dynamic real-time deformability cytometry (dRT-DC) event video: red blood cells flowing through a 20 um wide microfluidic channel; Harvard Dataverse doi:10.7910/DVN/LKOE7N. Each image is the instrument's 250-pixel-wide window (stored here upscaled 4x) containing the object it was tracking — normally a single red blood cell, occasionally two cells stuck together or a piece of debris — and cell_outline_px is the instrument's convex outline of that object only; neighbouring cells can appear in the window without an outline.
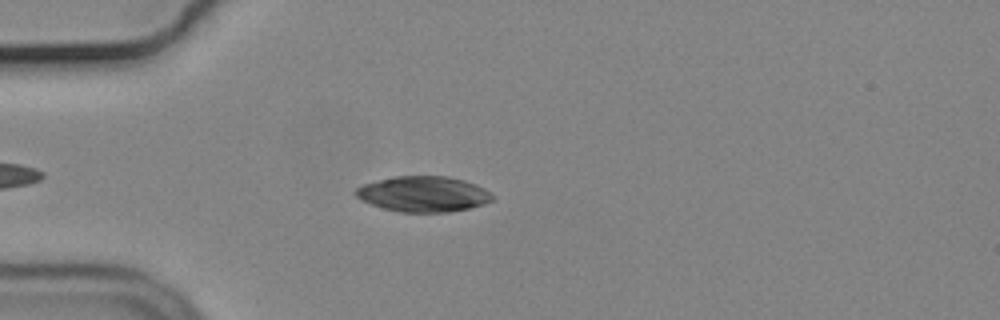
{"species": "common noctule bat (a hibernating species)", "species_latin": "Nyctalus noctula", "temperature_condition": "cold", "stored_images_in_passage": 46, "camera_frame_rate_fps": 3000, "um_per_image_px": 0.085, "animal": {"sex": "male", "body_mass_g": 19.2, "forearm_length_mm": 51.8}, "frame": {"image": 1, "passage_image": 9, "time_ms": 2.667, "image_size_px": [1000, 320], "cell_outline_px": [[496, 200], [484, 204], [468, 208], [448, 212], [400, 212], [384, 208], [360, 200], [352, 192], [356, 188], [364, 184], [396, 176], [448, 176], [464, 180], [476, 184], [484, 188], [496, 196]], "centroid_in_image_um": [36.03, 16.49], "position_along_channel_um": 49.0, "area_um2": 28.44}}
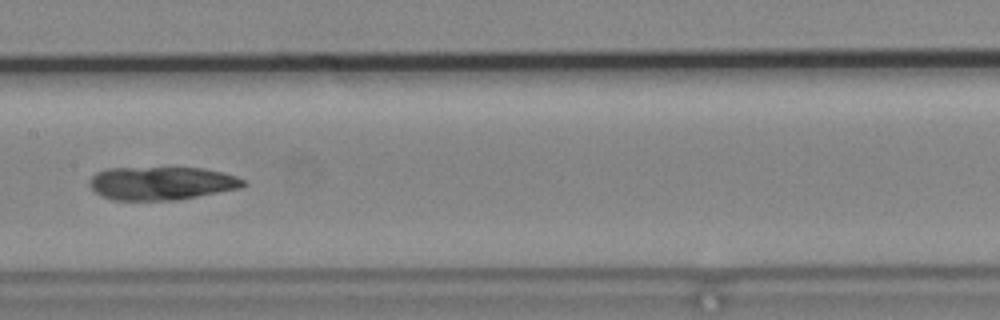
{"frame": {"image": 2, "passage_image": 22, "time_ms": 7.0, "image_size_px": [1000, 320], "cell_outline_px": [[248, 184], [240, 188], [176, 200], [112, 200], [100, 196], [88, 184], [88, 180], [96, 172], [104, 168], [204, 168], [236, 176], [244, 180]], "centroid_in_image_um": [13.69, 15.58], "position_along_channel_um": 193.7, "area_um2": 29.88}}
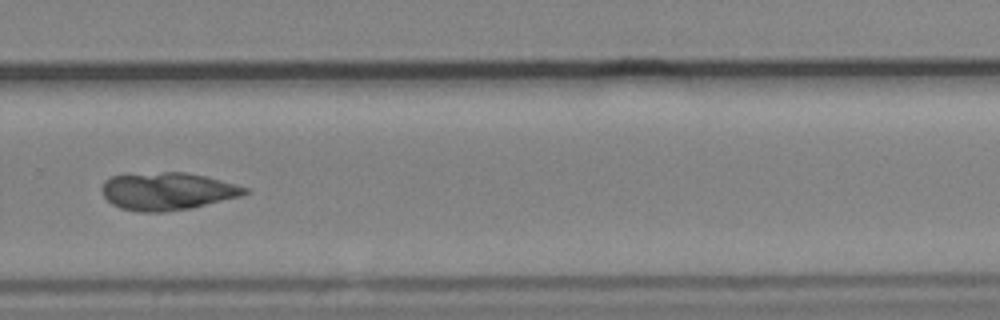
{"frame": {"image": 3, "passage_image": 32, "time_ms": 10.333, "image_size_px": [1000, 320], "cell_outline_px": [[248, 192], [244, 196], [192, 208], [164, 212], [140, 212], [120, 208], [112, 204], [100, 192], [100, 188], [104, 180], [112, 176], [164, 172], [188, 172], [236, 184], [248, 188]], "centroid_in_image_um": [14.24, 16.27], "position_along_channel_um": 315.6, "area_um2": 31.5}, "authors_computed_cell_mechanics": {"area_um2": 29.9404, "velocity_mm_per_s": 3.68, "shape_relaxation_time_tau1_ms": null, "shape_relaxation_time_tau2_ms": 3.299, "deformation_change_tau1": null, "deformation_change_tau2": 0.0795}}